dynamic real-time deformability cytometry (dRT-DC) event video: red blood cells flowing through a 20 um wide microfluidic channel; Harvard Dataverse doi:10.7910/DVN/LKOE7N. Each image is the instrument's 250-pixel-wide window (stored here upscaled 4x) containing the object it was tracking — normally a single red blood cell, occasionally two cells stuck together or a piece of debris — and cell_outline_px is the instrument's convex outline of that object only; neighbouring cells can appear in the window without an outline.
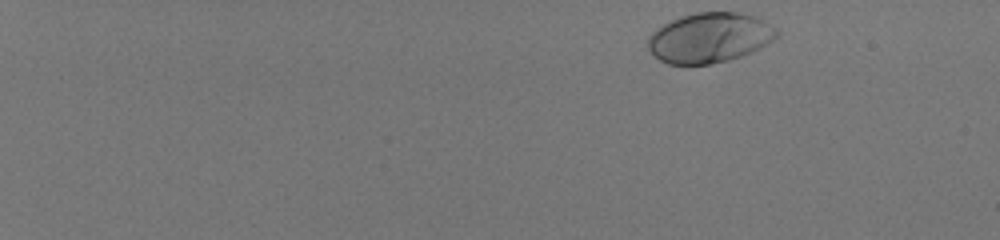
{"species": "human", "species_latin": "Homo sapiens", "temperature_condition": "room temperature", "stored_images_in_passage": 50, "camera_frame_rate_fps": 3000, "um_per_image_px": 0.085, "donor": {"sex": "male"}, "frame": {"image": 1, "passage_image": 1, "time_ms": 0.0, "image_size_px": [1000, 240], "cell_outline_px": [[780, 36], [760, 48], [752, 52], [728, 60], [712, 64], [688, 68], [668, 64], [660, 60], [648, 48], [648, 36], [656, 28], [680, 16], [696, 12], [740, 12], [764, 20], [776, 28], [780, 32]], "centroid_in_image_um": [60.31, 3.24], "position_along_channel_um": 24.7, "area_um2": 38.26}}
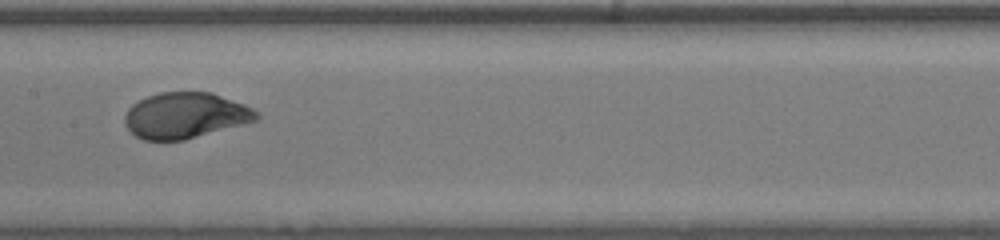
{"frame": {"image": 2, "passage_image": 28, "time_ms": 9.0, "image_size_px": [1000, 240], "cell_outline_px": [[260, 120], [184, 140], [144, 140], [136, 136], [124, 124], [124, 116], [128, 108], [132, 104], [148, 96], [160, 92], [212, 92], [244, 104], [252, 108], [260, 116]], "centroid_in_image_um": [15.76, 9.81], "position_along_channel_um": 191.6, "area_um2": 35.26}}
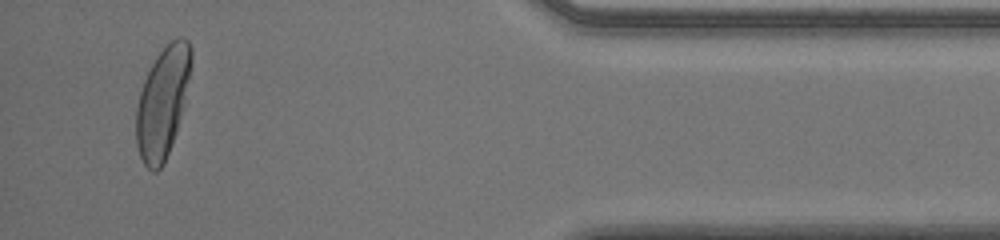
{"frame": {"image": 3, "passage_image": 48, "time_ms": 15.667, "image_size_px": [1000, 240], "cell_outline_px": [[192, 60], [180, 116], [176, 132], [164, 164], [156, 172], [152, 172], [144, 164], [140, 156], [136, 144], [136, 108], [140, 92], [144, 80], [156, 56], [176, 36], [180, 36], [188, 40], [192, 48]], "centroid_in_image_um": [13.8, 8.7], "position_along_channel_um": 421.4, "area_um2": 34.97}, "authors_computed_cell_mechanics": {"area_um2": 35.4314, "velocity_mm_per_s": 3.9751, "shape_relaxation_time_tau1_ms": 2.867, "shape_relaxation_time_tau2_ms": null, "deformation_change_tau1": 0.1821, "deformation_change_tau2": null}}